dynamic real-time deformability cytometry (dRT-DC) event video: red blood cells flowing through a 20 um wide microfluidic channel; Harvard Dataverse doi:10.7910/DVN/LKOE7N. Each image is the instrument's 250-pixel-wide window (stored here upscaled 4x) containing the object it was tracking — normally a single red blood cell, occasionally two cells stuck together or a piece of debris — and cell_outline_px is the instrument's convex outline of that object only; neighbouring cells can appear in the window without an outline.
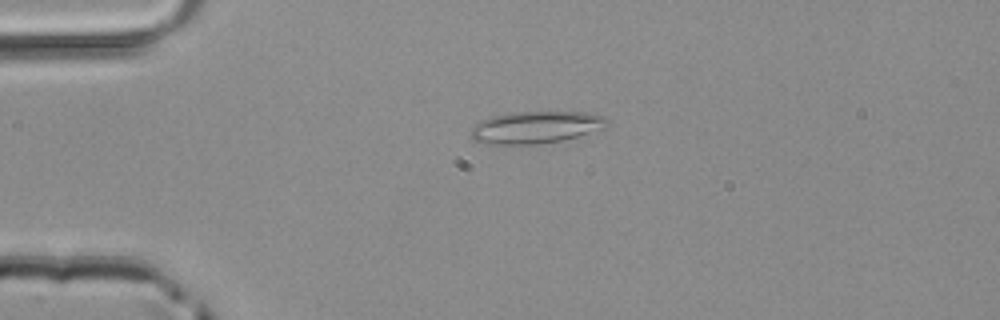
{"species": "common noctule bat (a hibernating species)", "species_latin": "Nyctalus noctula", "temperature_condition": "room temperature", "stored_images_in_passage": 41, "camera_frame_rate_fps": 3000, "um_per_image_px": 0.085, "animal": {"sex": "male", "body_mass_g": 20.4}, "frame": {"image": 1, "passage_image": 4, "time_ms": 1.0, "image_size_px": [1000, 320], "cell_outline_px": [[608, 124], [604, 128], [576, 136], [560, 140], [540, 144], [484, 144], [476, 140], [472, 136], [472, 128], [480, 120], [492, 116], [512, 112], [588, 112], [604, 116], [608, 120]], "centroid_in_image_um": [45.55, 10.81], "position_along_channel_um": 39.5, "area_um2": 25.32}}
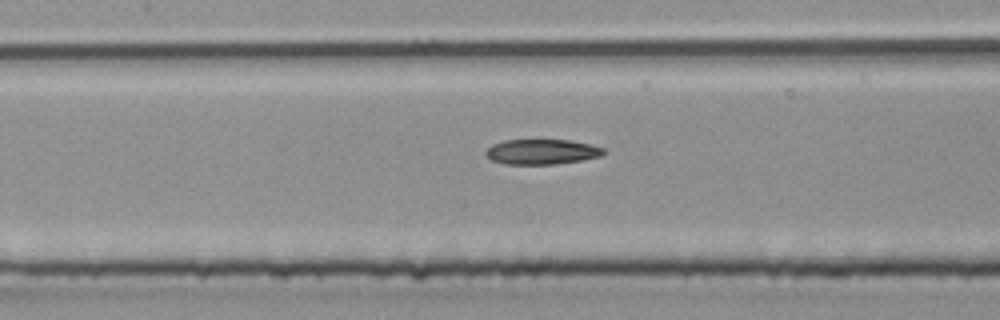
{"frame": {"image": 2, "passage_image": 15, "time_ms": 4.667, "image_size_px": [1000, 320], "cell_outline_px": [[608, 152], [600, 156], [580, 160], [556, 164], [504, 164], [492, 160], [484, 152], [492, 144], [504, 140], [568, 140], [592, 144], [604, 148]], "centroid_in_image_um": [46.07, 12.89], "position_along_channel_um": 161.3, "area_um2": 17.28}}
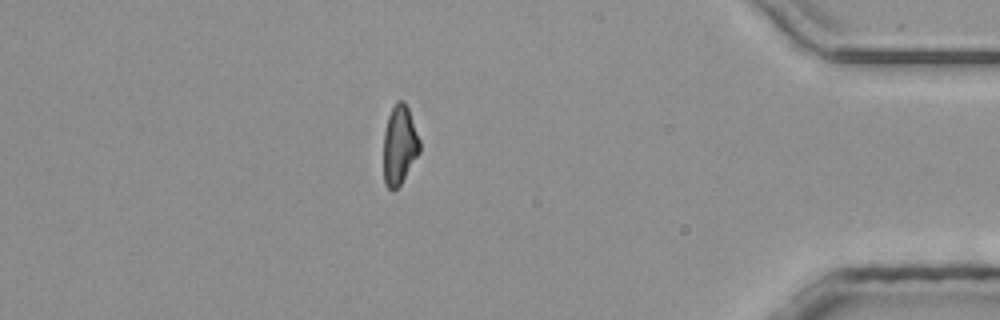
{"frame": {"image": 3, "passage_image": 35, "time_ms": 11.333, "image_size_px": [1000, 320], "cell_outline_px": [[420, 152], [400, 184], [392, 192], [388, 188], [384, 180], [384, 132], [388, 116], [396, 100], [404, 100], [408, 108], [420, 140]], "centroid_in_image_um": [33.96, 12.31], "position_along_channel_um": 401.2, "area_um2": 16.59}}